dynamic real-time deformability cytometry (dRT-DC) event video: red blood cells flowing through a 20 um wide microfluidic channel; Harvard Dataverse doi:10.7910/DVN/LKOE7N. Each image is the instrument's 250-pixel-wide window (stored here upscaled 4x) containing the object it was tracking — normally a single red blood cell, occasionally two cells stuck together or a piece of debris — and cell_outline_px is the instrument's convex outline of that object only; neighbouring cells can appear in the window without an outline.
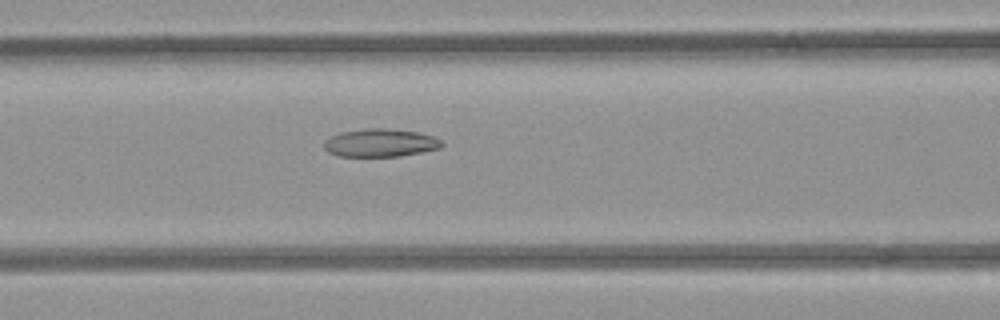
{"species": "common noctule bat (a hibernating species)", "species_latin": "Nyctalus noctula", "temperature_condition": "room temperature", "stored_images_in_passage": 54, "camera_frame_rate_fps": 3000, "um_per_image_px": 0.085, "animal": {"sex": "female", "body_mass_g": 21.9}, "frame": {"image": 1, "passage_image": 23, "time_ms": 7.333, "image_size_px": [1000, 320], "cell_outline_px": [[444, 144], [440, 148], [400, 156], [336, 156], [328, 152], [324, 148], [324, 140], [340, 132], [368, 128], [384, 128], [416, 132], [432, 136], [440, 140]], "centroid_in_image_um": [32.29, 12.14], "position_along_channel_um": 134.3, "area_um2": 19.07}}
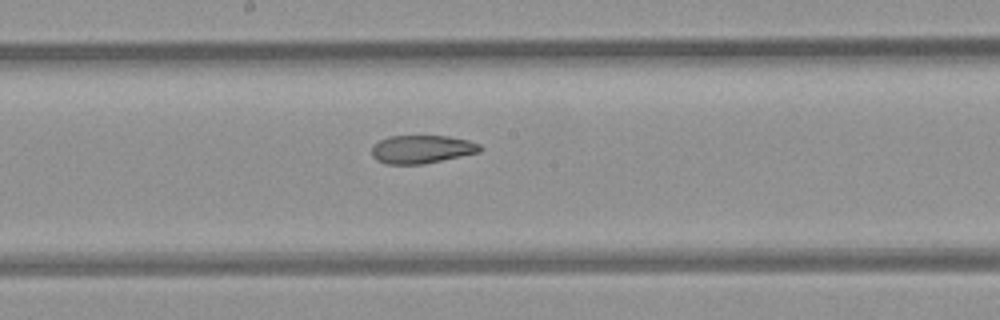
{"frame": {"image": 2, "passage_image": 29, "time_ms": 9.333, "image_size_px": [1000, 320], "cell_outline_px": [[484, 148], [480, 152], [424, 164], [384, 164], [376, 160], [372, 156], [372, 144], [388, 136], [448, 136], [468, 140], [480, 144]], "centroid_in_image_um": [35.84, 12.69], "position_along_channel_um": 212.4, "area_um2": 17.98}}
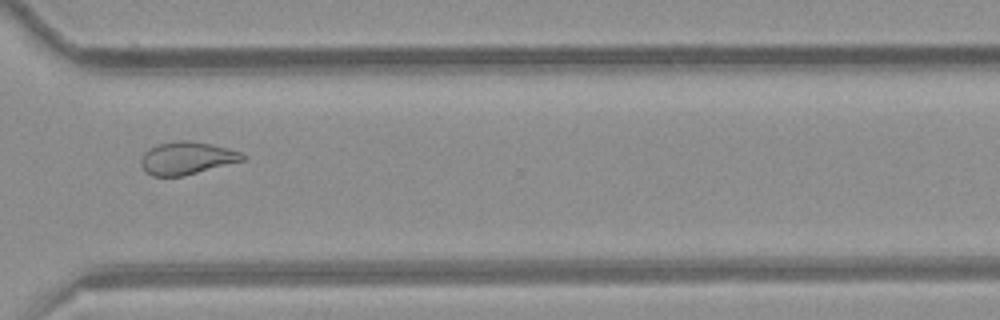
{"frame": {"image": 3, "passage_image": 40, "time_ms": 13.0, "image_size_px": [1000, 320], "cell_outline_px": [[244, 160], [184, 176], [152, 176], [144, 172], [140, 164], [140, 160], [144, 152], [148, 148], [160, 144], [180, 140], [188, 140], [212, 144], [228, 148], [240, 152], [244, 156]], "centroid_in_image_um": [15.83, 13.45], "position_along_channel_um": 354.8, "area_um2": 19.36}, "authors_computed_cell_mechanics": {"area_um2": 22.4264, "velocity_mm_per_s": 3.8947, "shape_relaxation_time_tau1_ms": null, "shape_relaxation_time_tau2_ms": 3.0865, "deformation_change_tau1": null, "deformation_change_tau2": 0.0964}}